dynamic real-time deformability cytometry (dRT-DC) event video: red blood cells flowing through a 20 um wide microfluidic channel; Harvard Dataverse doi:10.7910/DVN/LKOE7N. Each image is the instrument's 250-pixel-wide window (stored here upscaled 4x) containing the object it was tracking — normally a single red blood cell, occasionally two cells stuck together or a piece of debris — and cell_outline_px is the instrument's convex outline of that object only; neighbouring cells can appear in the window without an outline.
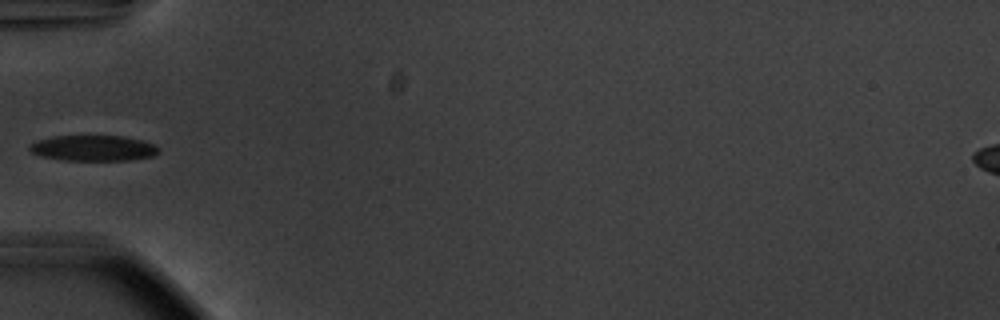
{"species": "common noctule bat (a hibernating species)", "species_latin": "Nyctalus noctula", "temperature_condition": "warm", "stored_images_in_passage": 36, "camera_frame_rate_fps": 3000, "um_per_image_px": 0.085, "animal": {"sex": "male", "body_mass_g": 20.1, "forearm_length_mm": 53.5}, "frame": {"image": 1, "passage_image": 1, "time_ms": 0.0, "image_size_px": [1000, 320], "cell_outline_px": [[160, 152], [152, 156], [132, 160], [64, 160], [40, 156], [32, 152], [28, 148], [28, 144], [36, 140], [52, 136], [120, 136], [144, 140], [160, 148]], "centroid_in_image_um": [7.91, 12.59], "position_along_channel_um": 77.1, "area_um2": 19.42}}
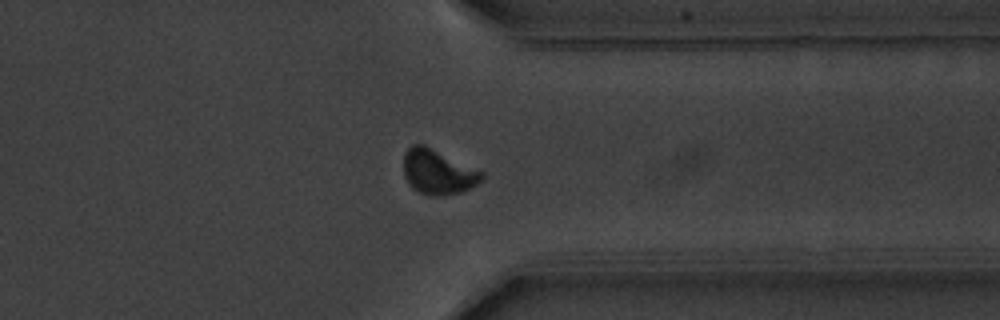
{"frame": {"image": 2, "passage_image": 25, "time_ms": 8.0, "image_size_px": [1000, 320], "cell_outline_px": [[484, 176], [476, 184], [460, 192], [444, 196], [432, 196], [420, 192], [412, 188], [404, 176], [404, 152], [412, 144], [424, 144], [484, 172]], "centroid_in_image_um": [37.2, 14.6], "position_along_channel_um": 374.2, "area_um2": 20.35}}
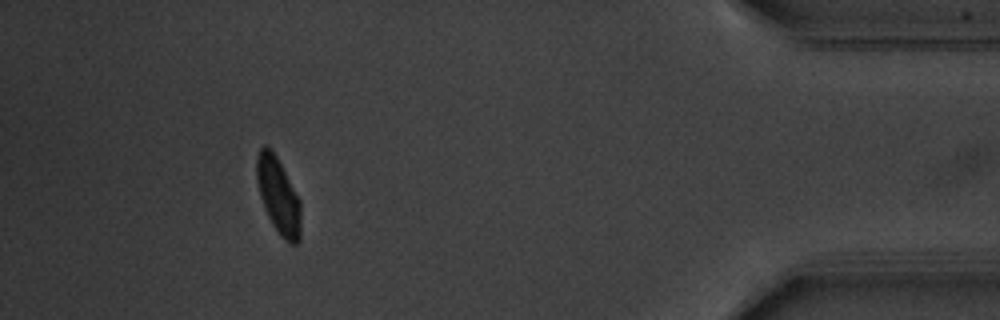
{"frame": {"image": 3, "passage_image": 32, "time_ms": 10.333, "image_size_px": [1000, 320], "cell_outline_px": [[300, 240], [296, 244], [288, 244], [280, 236], [272, 224], [264, 208], [260, 196], [256, 180], [256, 156], [260, 148], [264, 144], [276, 156], [300, 200]], "centroid_in_image_um": [23.64, 16.67], "position_along_channel_um": 411.6, "area_um2": 19.54}}